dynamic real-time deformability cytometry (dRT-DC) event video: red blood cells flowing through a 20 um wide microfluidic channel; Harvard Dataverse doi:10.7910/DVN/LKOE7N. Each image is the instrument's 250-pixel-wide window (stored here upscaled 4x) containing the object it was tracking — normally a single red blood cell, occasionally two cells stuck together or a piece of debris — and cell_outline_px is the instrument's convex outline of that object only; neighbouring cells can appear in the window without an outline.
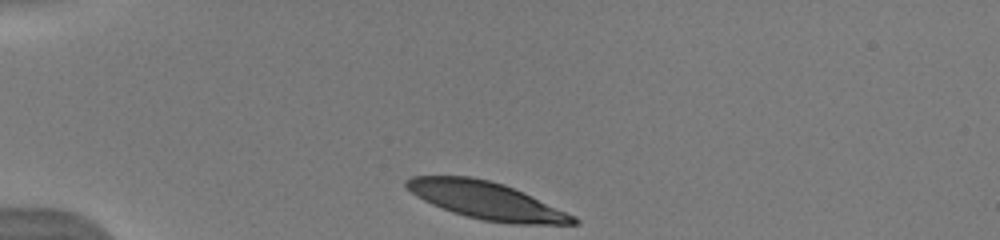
{"species": "human", "species_latin": "Homo sapiens", "temperature_condition": "warm", "stored_images_in_passage": 40, "camera_frame_rate_fps": 3000, "um_per_image_px": 0.085, "donor": {"sex": "male"}, "frame": {"image": 1, "passage_image": 1, "time_ms": 0.0, "image_size_px": [1000, 240], "cell_outline_px": [[580, 224], [512, 224], [484, 220], [452, 212], [432, 204], [416, 196], [404, 184], [404, 180], [412, 176], [472, 176], [504, 184], [576, 216], [580, 220]], "centroid_in_image_um": [41.36, 17.04], "position_along_channel_um": 43.6, "area_um2": 36.01}}
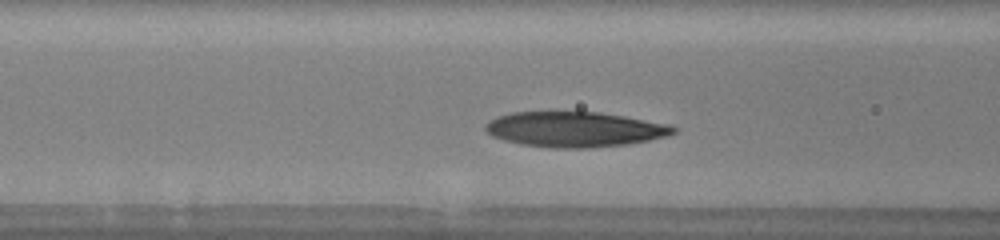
{"frame": {"image": 2, "passage_image": 10, "time_ms": 3.0, "image_size_px": [1000, 240], "cell_outline_px": [[676, 132], [668, 136], [628, 144], [588, 148], [552, 148], [520, 144], [504, 140], [492, 136], [484, 128], [484, 124], [496, 116], [512, 112], [556, 108], [600, 112], [624, 116], [668, 124], [676, 128]], "centroid_in_image_um": [48.78, 10.94], "position_along_channel_um": 117.8, "area_um2": 39.94}}
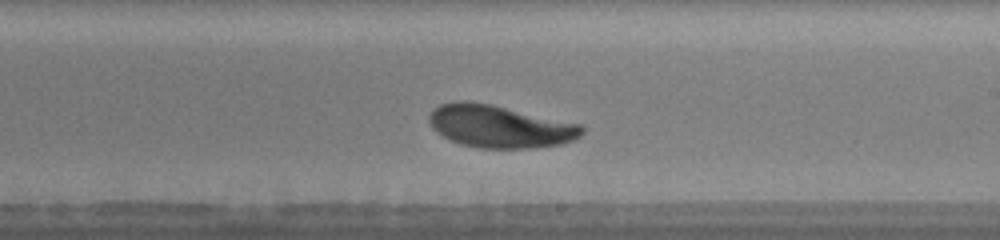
{"frame": {"image": 3, "passage_image": 20, "time_ms": 6.333, "image_size_px": [1000, 240], "cell_outline_px": [[584, 132], [580, 136], [572, 140], [560, 144], [532, 148], [480, 148], [460, 144], [436, 132], [432, 128], [428, 120], [428, 116], [432, 108], [440, 104], [456, 100], [472, 100], [492, 104], [580, 124], [584, 128]], "centroid_in_image_um": [42.43, 10.72], "position_along_channel_um": 246.6, "area_um2": 38.09}, "authors_computed_cell_mechanics": {"area_um2": 37.1943, "velocity_mm_per_s": 3.8683, "shape_relaxation_time_tau1_ms": 3.5958, "shape_relaxation_time_tau2_ms": 3.3889, "deformation_change_tau1": 0.1701, "deformation_change_tau2": 0.0983}}